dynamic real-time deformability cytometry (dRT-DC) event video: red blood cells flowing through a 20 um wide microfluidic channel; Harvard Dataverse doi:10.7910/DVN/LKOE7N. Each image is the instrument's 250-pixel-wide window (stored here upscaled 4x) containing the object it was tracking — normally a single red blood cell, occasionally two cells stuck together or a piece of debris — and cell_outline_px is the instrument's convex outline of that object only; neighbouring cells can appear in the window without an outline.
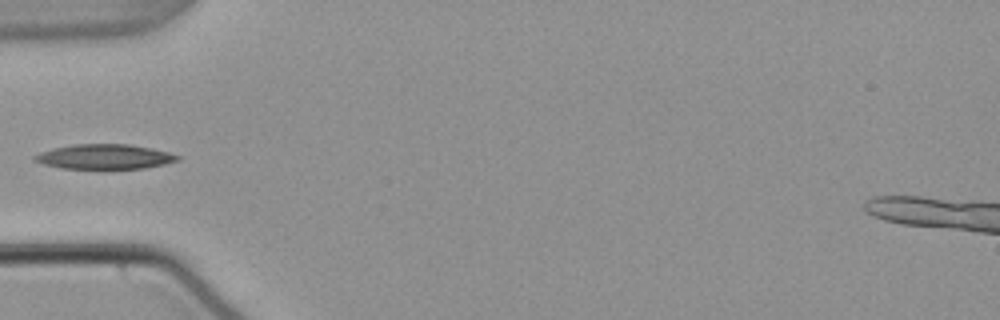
{"species": "common noctule bat (a hibernating species)", "species_latin": "Nyctalus noctula", "temperature_condition": "warm", "stored_images_in_passage": 37, "camera_frame_rate_fps": 3000, "um_per_image_px": 0.085, "animal": {"sex": "male", "body_mass_g": 21.5, "forearm_length_mm": 52.0}, "frame": {"image": 1, "passage_image": 1, "time_ms": 0.0, "image_size_px": [1000, 320], "cell_outline_px": [[180, 160], [164, 164], [144, 168], [60, 168], [44, 164], [32, 160], [32, 156], [40, 152], [52, 148], [76, 144], [128, 144], [152, 148], [168, 152], [180, 156]], "centroid_in_image_um": [8.87, 13.31], "position_along_channel_um": 76.1, "area_um2": 20.58}}
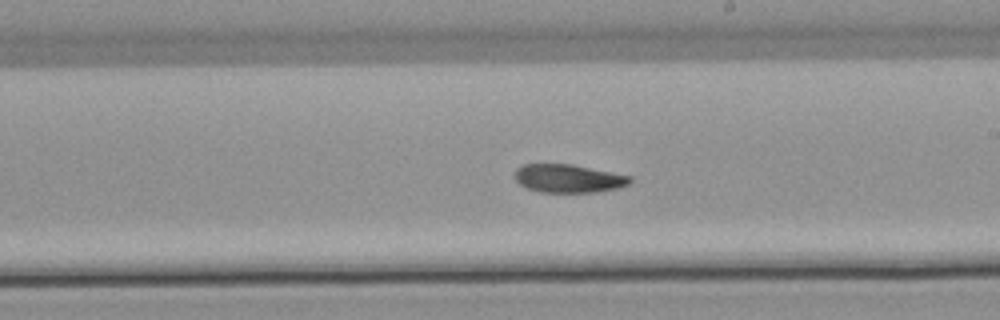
{"frame": {"image": 2, "passage_image": 14, "time_ms": 4.333, "image_size_px": [1000, 320], "cell_outline_px": [[632, 180], [628, 184], [616, 188], [596, 192], [540, 192], [528, 188], [520, 184], [516, 180], [516, 168], [524, 164], [572, 164], [632, 176]], "centroid_in_image_um": [48.32, 15.16], "position_along_channel_um": 240.7, "area_um2": 18.84}}
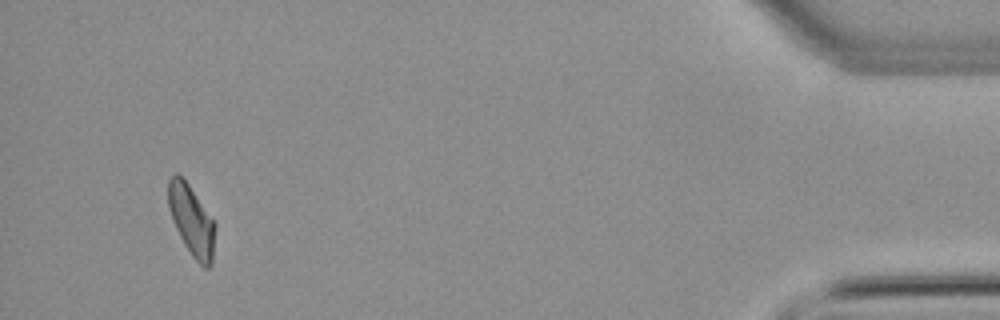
{"frame": {"image": 3, "passage_image": 34, "time_ms": 11.0, "image_size_px": [1000, 320], "cell_outline_px": [[216, 228], [212, 264], [208, 268], [204, 268], [192, 256], [184, 244], [172, 220], [168, 208], [168, 180], [176, 172], [188, 184], [216, 224]], "centroid_in_image_um": [16.29, 18.77], "position_along_channel_um": 418.9, "area_um2": 19.13}}